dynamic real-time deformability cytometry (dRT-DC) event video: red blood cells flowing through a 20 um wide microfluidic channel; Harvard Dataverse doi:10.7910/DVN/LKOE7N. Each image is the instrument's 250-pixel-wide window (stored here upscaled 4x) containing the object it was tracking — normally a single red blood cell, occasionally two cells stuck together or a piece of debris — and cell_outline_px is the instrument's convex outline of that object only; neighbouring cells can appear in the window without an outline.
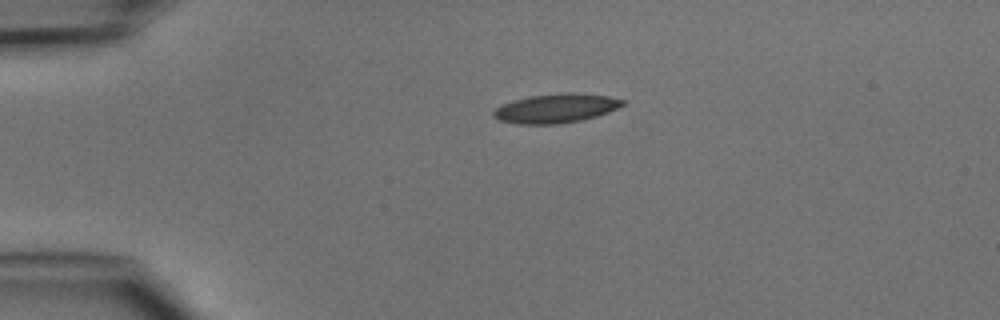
{"species": "common noctule bat (a hibernating species)", "species_latin": "Nyctalus noctula", "temperature_condition": "cold", "stored_images_in_passage": 2, "camera_frame_rate_fps": 3000, "um_per_image_px": 0.085, "animal": {"sex": "male", "body_mass_g": 15.6}, "frame": {"image": 1, "passage_image": 1, "time_ms": 0.0, "image_size_px": [1000, 320], "cell_outline_px": [[628, 100], [624, 104], [608, 112], [596, 116], [580, 120], [556, 124], [516, 124], [500, 120], [492, 116], [492, 112], [496, 108], [512, 100], [528, 96], [564, 92], [572, 92], [608, 96]], "centroid_in_image_um": [47.25, 9.19], "position_along_channel_um": 37.8, "area_um2": 21.96}}